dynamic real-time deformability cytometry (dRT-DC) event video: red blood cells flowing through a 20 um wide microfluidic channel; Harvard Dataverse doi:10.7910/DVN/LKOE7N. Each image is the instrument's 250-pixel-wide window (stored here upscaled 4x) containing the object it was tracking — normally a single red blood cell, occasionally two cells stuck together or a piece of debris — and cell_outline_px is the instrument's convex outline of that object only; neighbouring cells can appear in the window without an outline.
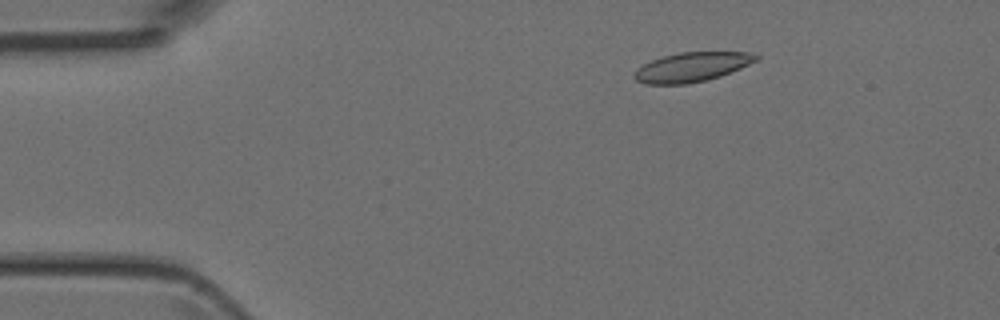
{"species": "Egyptian fruit bat (a non-hibernating species)", "species_latin": "Rousettus aegyptiacus", "temperature_condition": "room temperature", "stored_images_in_passage": 50, "camera_frame_rate_fps": 3000, "um_per_image_px": 0.085, "animal": {"sex": "female"}, "frame": {"image": 1, "passage_image": 8, "time_ms": 2.333, "image_size_px": [1000, 320], "cell_outline_px": [[760, 56], [756, 60], [740, 68], [720, 76], [688, 84], [644, 84], [636, 80], [632, 76], [636, 68], [652, 60], [664, 56], [680, 52], [752, 52]], "centroid_in_image_um": [58.77, 5.7], "position_along_channel_um": 26.2, "area_um2": 20.75}}
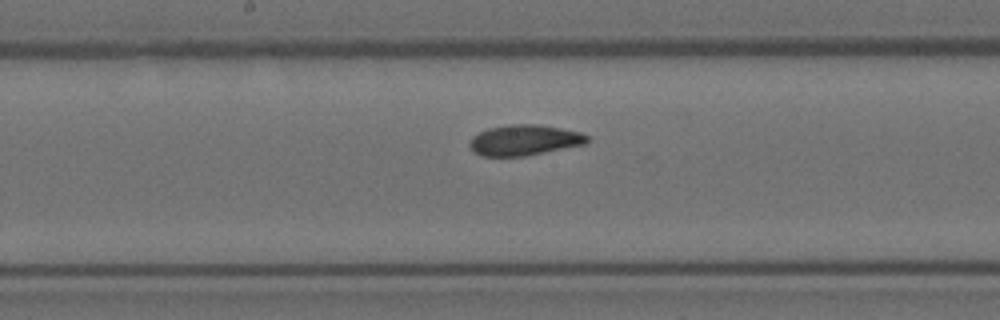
{"frame": {"image": 2, "passage_image": 26, "time_ms": 8.333, "image_size_px": [1000, 320], "cell_outline_px": [[588, 144], [524, 156], [480, 156], [468, 144], [472, 136], [488, 128], [508, 124], [536, 124], [560, 128], [580, 132], [588, 136]], "centroid_in_image_um": [44.58, 11.91], "position_along_channel_um": 203.6, "area_um2": 20.98}}
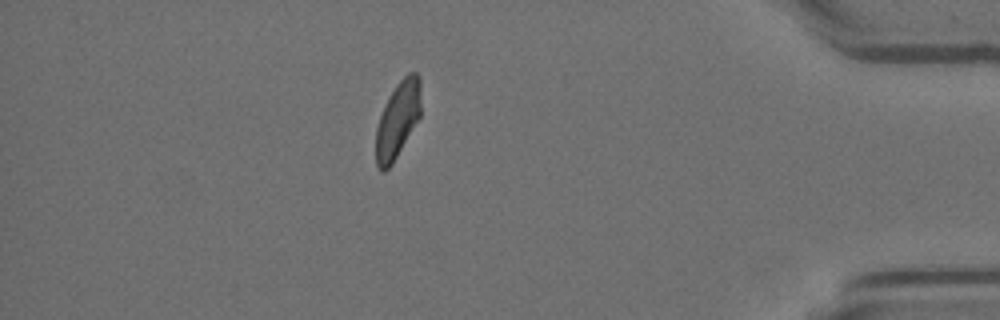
{"frame": {"image": 3, "passage_image": 44, "time_ms": 14.333, "image_size_px": [1000, 320], "cell_outline_px": [[420, 116], [392, 164], [384, 172], [380, 172], [376, 164], [376, 128], [380, 116], [396, 84], [408, 72], [416, 72], [420, 76]], "centroid_in_image_um": [33.8, 10.19], "position_along_channel_um": 401.4, "area_um2": 19.71}}